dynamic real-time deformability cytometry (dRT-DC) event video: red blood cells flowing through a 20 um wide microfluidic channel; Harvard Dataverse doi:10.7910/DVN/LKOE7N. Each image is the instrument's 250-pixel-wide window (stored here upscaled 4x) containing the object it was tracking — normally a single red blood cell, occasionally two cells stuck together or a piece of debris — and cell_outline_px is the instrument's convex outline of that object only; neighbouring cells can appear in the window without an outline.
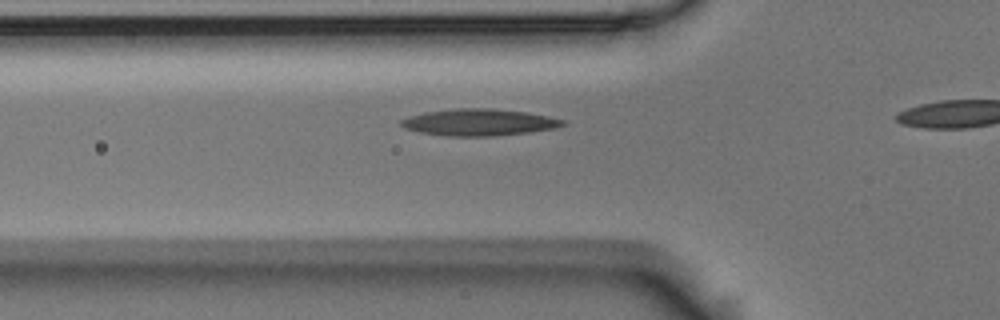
{"species": "Egyptian fruit bat (a non-hibernating species)", "species_latin": "Rousettus aegyptiacus", "temperature_condition": "room temperature", "stored_images_in_passage": 15, "camera_frame_rate_fps": 3000, "um_per_image_px": 0.085, "animal": {"sex": "male"}, "frame": {"image": 1, "passage_image": 13, "time_ms": 4.0, "image_size_px": [1000, 320], "cell_outline_px": [[564, 124], [556, 128], [528, 132], [492, 136], [448, 136], [420, 132], [404, 128], [400, 124], [400, 120], [408, 116], [424, 112], [456, 108], [492, 108], [524, 112], [548, 116], [564, 120]], "centroid_in_image_um": [40.67, 10.39], "position_along_channel_um": 85.1, "area_um2": 25.09}}